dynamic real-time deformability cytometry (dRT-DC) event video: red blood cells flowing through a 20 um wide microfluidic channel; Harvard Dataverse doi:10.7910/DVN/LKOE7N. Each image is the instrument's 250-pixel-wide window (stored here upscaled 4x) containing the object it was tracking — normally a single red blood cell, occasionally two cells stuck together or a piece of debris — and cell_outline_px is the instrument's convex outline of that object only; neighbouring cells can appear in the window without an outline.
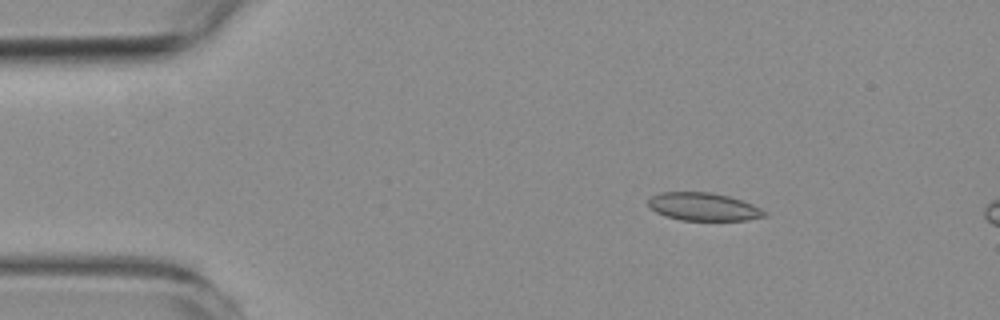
{"species": "common noctule bat (a hibernating species)", "species_latin": "Nyctalus noctula", "temperature_condition": "room temperature", "stored_images_in_passage": 4, "camera_frame_rate_fps": 3000, "um_per_image_px": 0.085, "animal": {"sex": "female", "body_mass_g": 19.3, "forearm_length_mm": 54.1}, "frame": {"image": 1, "passage_image": 2, "time_ms": 1.0, "image_size_px": [1000, 320], "cell_outline_px": [[768, 216], [748, 220], [680, 220], [664, 216], [656, 212], [648, 204], [648, 200], [652, 196], [660, 192], [712, 192], [728, 196], [752, 204], [768, 212]], "centroid_in_image_um": [59.81, 17.58], "position_along_channel_um": 25.2, "area_um2": 18.96}}